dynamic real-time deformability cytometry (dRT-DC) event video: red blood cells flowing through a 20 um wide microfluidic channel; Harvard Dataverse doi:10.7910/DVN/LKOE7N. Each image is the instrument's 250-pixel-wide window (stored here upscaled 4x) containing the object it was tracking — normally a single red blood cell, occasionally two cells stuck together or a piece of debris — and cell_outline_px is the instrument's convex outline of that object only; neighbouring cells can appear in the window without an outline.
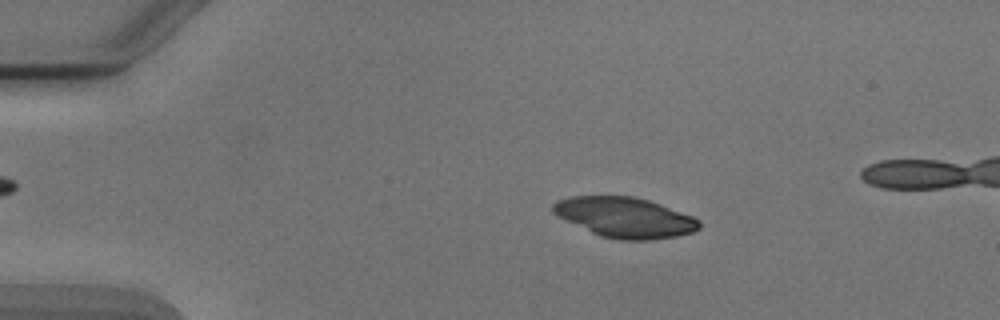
{"species": "Egyptian fruit bat (a non-hibernating species)", "species_latin": "Rousettus aegyptiacus", "temperature_condition": "cold", "stored_images_in_passage": 50, "camera_frame_rate_fps": 3000, "um_per_image_px": 0.085, "animal": {"sex": "male"}, "frame": {"image": 1, "passage_image": 10, "time_ms": 3.0, "image_size_px": [1000, 320], "cell_outline_px": [[700, 228], [692, 232], [676, 236], [648, 240], [620, 240], [600, 236], [556, 216], [552, 212], [552, 204], [556, 200], [572, 196], [632, 196], [648, 200], [660, 204], [692, 216], [700, 220]], "centroid_in_image_um": [53.08, 18.48], "position_along_channel_um": 31.9, "area_um2": 34.22}}